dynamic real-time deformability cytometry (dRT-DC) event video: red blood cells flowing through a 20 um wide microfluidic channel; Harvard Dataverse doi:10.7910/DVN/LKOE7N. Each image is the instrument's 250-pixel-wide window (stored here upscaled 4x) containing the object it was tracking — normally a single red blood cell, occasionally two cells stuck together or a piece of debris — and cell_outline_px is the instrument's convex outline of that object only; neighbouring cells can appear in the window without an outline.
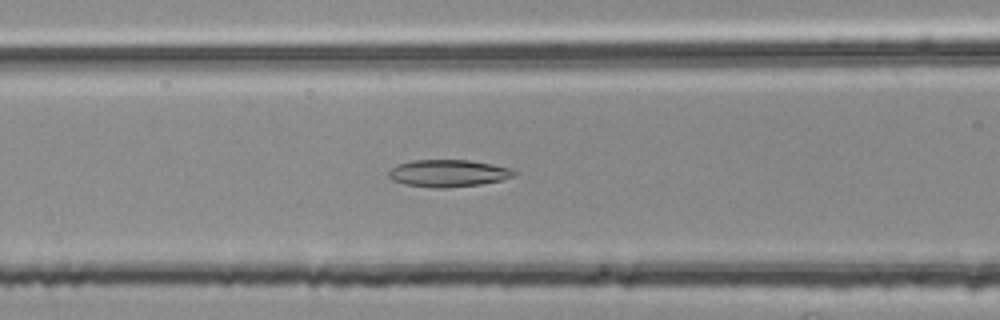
{"species": "common noctule bat (a hibernating species)", "species_latin": "Nyctalus noctula", "temperature_condition": "room temperature", "stored_images_in_passage": 41, "camera_frame_rate_fps": 3000, "um_per_image_px": 0.085, "animal": {"sex": "female", "body_mass_g": 25.1}, "frame": {"image": 1, "passage_image": 9, "time_ms": 2.667, "image_size_px": [1000, 320], "cell_outline_px": [[516, 176], [500, 180], [480, 184], [444, 188], [432, 188], [404, 184], [392, 180], [388, 176], [388, 172], [396, 164], [412, 160], [468, 160], [492, 164], [512, 168], [516, 172]], "centroid_in_image_um": [38.08, 14.72], "position_along_channel_um": 128.5, "area_um2": 19.94}}
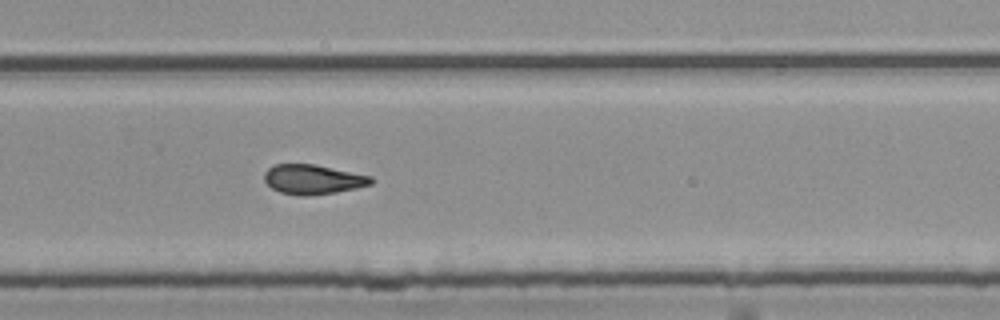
{"frame": {"image": 2, "passage_image": 23, "time_ms": 7.333, "image_size_px": [1000, 320], "cell_outline_px": [[376, 180], [372, 184], [356, 188], [336, 192], [308, 196], [300, 196], [280, 192], [272, 188], [264, 180], [264, 172], [272, 164], [316, 164], [372, 176]], "centroid_in_image_um": [26.61, 15.24], "position_along_channel_um": 303.2, "area_um2": 18.67}}
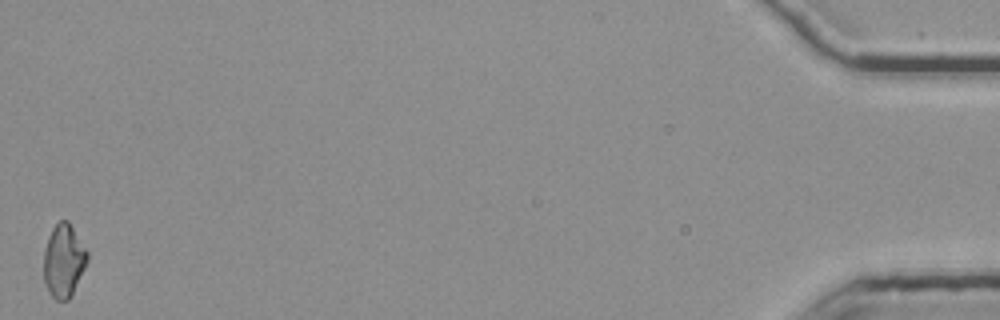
{"frame": {"image": 3, "passage_image": 41, "time_ms": 13.333, "image_size_px": [1000, 320], "cell_outline_px": [[88, 260], [72, 296], [68, 300], [56, 300], [48, 292], [44, 280], [44, 248], [48, 236], [52, 228], [60, 220], [68, 220], [88, 252]], "centroid_in_image_um": [5.41, 22.17], "position_along_channel_um": 429.8, "area_um2": 18.67}, "authors_computed_cell_mechanics": {"area_um2": 18.6116, "velocity_mm_per_s": 3.7579, "shape_relaxation_time_tau1_ms": 7.7845, "shape_relaxation_time_tau2_ms": 5.3296, "deformation_change_tau1": 0.1993, "deformation_change_tau2": 0.1488}}